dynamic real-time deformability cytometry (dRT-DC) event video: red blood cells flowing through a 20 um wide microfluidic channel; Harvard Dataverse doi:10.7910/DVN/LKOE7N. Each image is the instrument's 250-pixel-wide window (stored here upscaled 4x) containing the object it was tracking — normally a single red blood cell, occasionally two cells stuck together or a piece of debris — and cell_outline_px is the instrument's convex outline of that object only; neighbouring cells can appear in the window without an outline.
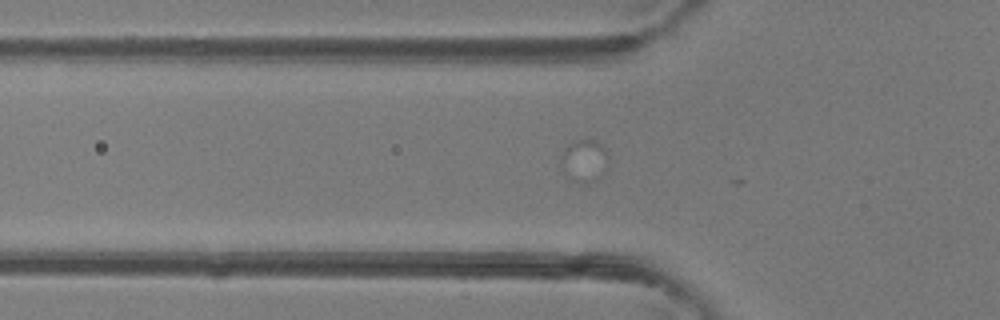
{"species": "common noctule bat (a hibernating species)", "species_latin": "Nyctalus noctula", "temperature_condition": "room temperature", "stored_images_in_passage": 3, "camera_frame_rate_fps": 3000, "um_per_image_px": 0.085, "animal": {"sex": "female"}, "frame": {"image": 1, "passage_image": 2, "time_ms": 0.333, "image_size_px": [1000, 320], "cell_outline_px": [[608, 168], [596, 180], [588, 184], [580, 184], [572, 180], [564, 172], [560, 156], [564, 148], [568, 144], [580, 140], [596, 140], [604, 148], [608, 156]], "centroid_in_image_um": [49.68, 13.69], "position_along_channel_um": 76.1, "area_um2": 11.85}}